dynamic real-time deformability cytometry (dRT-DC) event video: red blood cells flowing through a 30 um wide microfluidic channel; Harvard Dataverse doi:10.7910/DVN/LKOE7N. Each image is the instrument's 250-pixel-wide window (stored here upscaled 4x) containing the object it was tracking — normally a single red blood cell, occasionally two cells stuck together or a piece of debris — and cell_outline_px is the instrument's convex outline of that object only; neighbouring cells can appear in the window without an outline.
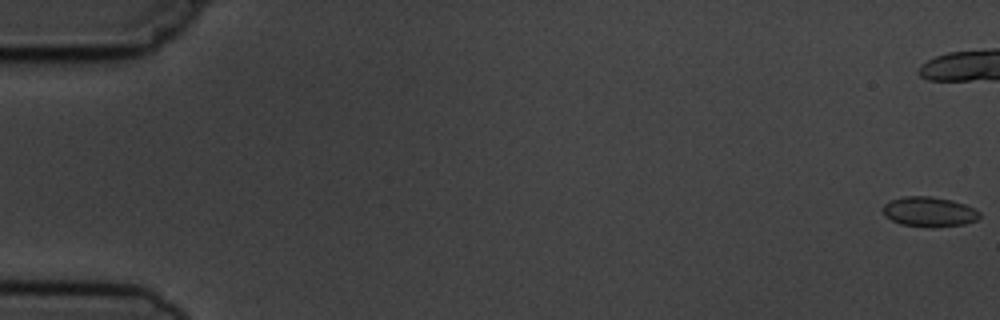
{"species": "common noctule bat (a hibernating species)", "species_latin": "Nyctalus noctula", "temperature_condition": "cold", "stored_images_in_passage": 3, "camera_frame_rate_fps": 3000, "um_per_image_px": 0.085, "animal": {"sex": "male", "body_mass_g": 19.5, "forearm_length_mm": 54.6}, "frame": {"image": 1, "passage_image": 1, "time_ms": 0.0, "image_size_px": [1000, 320], "cell_outline_px": [[980, 216], [976, 220], [964, 224], [932, 228], [900, 224], [884, 216], [884, 204], [892, 200], [904, 196], [932, 196], [952, 200], [964, 204], [980, 212]], "centroid_in_image_um": [78.98, 18.01], "position_along_channel_um": 6.0, "area_um2": 16.82}}